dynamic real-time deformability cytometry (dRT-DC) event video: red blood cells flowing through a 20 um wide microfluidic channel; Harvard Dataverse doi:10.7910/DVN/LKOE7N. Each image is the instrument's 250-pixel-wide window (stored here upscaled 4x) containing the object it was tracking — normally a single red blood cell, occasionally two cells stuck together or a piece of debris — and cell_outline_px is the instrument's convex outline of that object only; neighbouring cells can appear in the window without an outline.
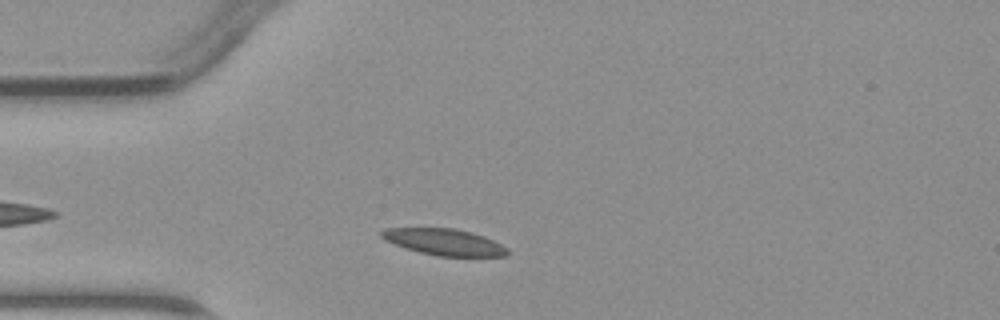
{"species": "common noctule bat (a hibernating species)", "species_latin": "Nyctalus noctula", "temperature_condition": "warm", "stored_images_in_passage": 3, "camera_frame_rate_fps": 3000, "um_per_image_px": 0.085, "animal": {"sex": "male", "body_mass_g": 23.1, "forearm_length_mm": 52.7}, "frame": {"image": 1, "passage_image": 2, "time_ms": 1.333, "image_size_px": [1000, 320], "cell_outline_px": [[508, 256], [436, 256], [420, 252], [384, 240], [380, 236], [380, 232], [384, 228], [452, 228], [484, 236], [508, 248]], "centroid_in_image_um": [37.75, 20.57], "position_along_channel_um": 47.3, "area_um2": 19.13}}